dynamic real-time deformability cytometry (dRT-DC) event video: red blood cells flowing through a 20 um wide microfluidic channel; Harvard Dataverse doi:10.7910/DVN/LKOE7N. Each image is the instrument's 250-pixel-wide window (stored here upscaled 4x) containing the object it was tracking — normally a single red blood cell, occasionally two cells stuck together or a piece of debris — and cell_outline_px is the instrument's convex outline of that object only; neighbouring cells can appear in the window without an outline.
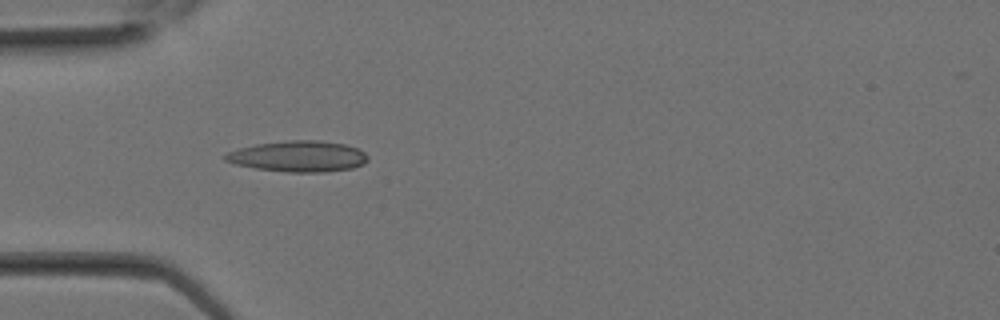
{"species": "Egyptian fruit bat (a non-hibernating species)", "species_latin": "Rousettus aegyptiacus", "temperature_condition": "room temperature", "stored_images_in_passage": 23, "camera_frame_rate_fps": 3000, "um_per_image_px": 0.085, "animal": {"sex": "female"}, "frame": {"image": 1, "passage_image": 3, "time_ms": 0.667, "image_size_px": [1000, 320], "cell_outline_px": [[368, 160], [364, 164], [352, 168], [324, 172], [288, 172], [256, 168], [236, 164], [224, 160], [220, 156], [228, 152], [240, 148], [256, 144], [288, 140], [316, 140], [344, 144], [356, 148], [364, 152], [368, 156]], "centroid_in_image_um": [25.34, 13.29], "position_along_channel_um": 59.7, "area_um2": 25.66}}
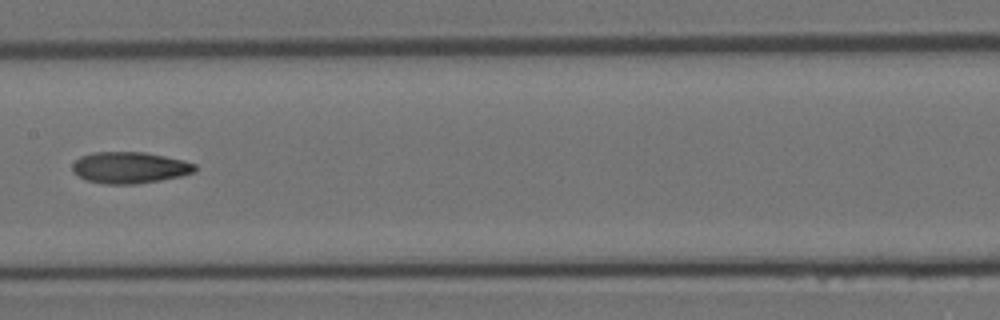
{"frame": {"image": 2, "passage_image": 9, "time_ms": 2.667, "image_size_px": [1000, 320], "cell_outline_px": [[196, 172], [180, 176], [160, 180], [136, 184], [104, 184], [88, 180], [72, 172], [72, 164], [80, 156], [92, 152], [144, 152], [184, 160], [196, 164]], "centroid_in_image_um": [11.03, 14.24], "position_along_channel_um": 196.4, "area_um2": 22.48}}
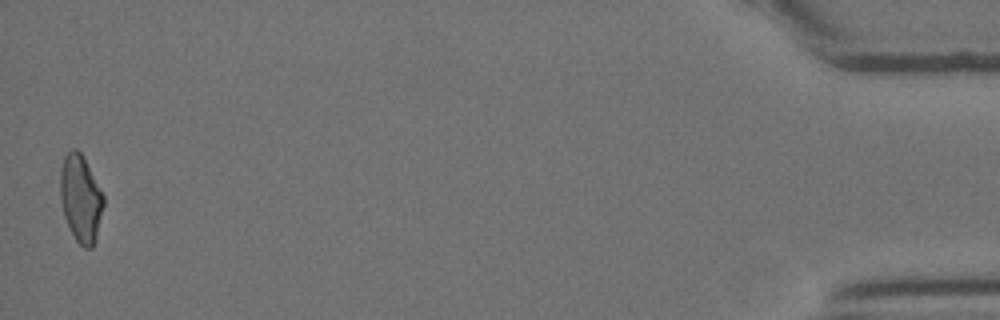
{"frame": {"image": 3, "passage_image": 23, "time_ms": 7.333, "image_size_px": [1000, 320], "cell_outline_px": [[104, 204], [96, 240], [92, 248], [84, 248], [76, 240], [64, 216], [60, 200], [60, 168], [64, 156], [72, 148], [76, 148], [80, 152], [100, 188], [104, 196]], "centroid_in_image_um": [6.85, 16.88], "position_along_channel_um": 428.3, "area_um2": 21.91}}